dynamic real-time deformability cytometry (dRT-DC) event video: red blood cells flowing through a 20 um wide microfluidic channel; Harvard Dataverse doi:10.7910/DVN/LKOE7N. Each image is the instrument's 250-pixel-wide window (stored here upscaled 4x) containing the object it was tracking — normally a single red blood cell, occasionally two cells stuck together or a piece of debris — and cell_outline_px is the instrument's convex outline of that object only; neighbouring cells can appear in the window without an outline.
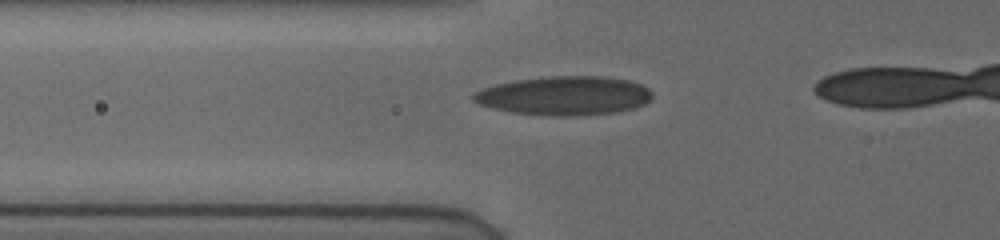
{"species": "human", "species_latin": "Homo sapiens", "temperature_condition": "cold", "stored_images_in_passage": 43, "camera_frame_rate_fps": 3000, "um_per_image_px": 0.085, "donor": {"sex": "female"}, "frame": {"image": 1, "passage_image": 16, "time_ms": 5.0, "image_size_px": [1000, 240], "cell_outline_px": [[652, 96], [644, 104], [636, 108], [616, 112], [576, 116], [544, 116], [512, 112], [492, 108], [480, 104], [472, 100], [472, 96], [480, 88], [496, 84], [516, 80], [548, 76], [604, 76], [628, 80], [640, 84], [648, 88], [652, 92]], "centroid_in_image_um": [47.96, 8.14], "position_along_channel_um": 77.8, "area_um2": 40.81}}
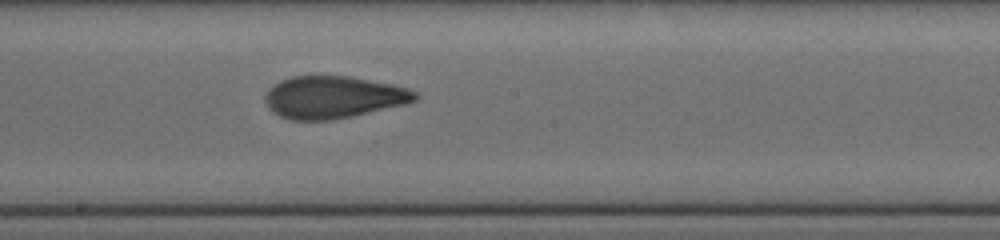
{"frame": {"image": 2, "passage_image": 27, "time_ms": 8.667, "image_size_px": [1000, 240], "cell_outline_px": [[420, 96], [416, 100], [404, 104], [352, 116], [328, 120], [292, 120], [280, 116], [272, 112], [268, 108], [264, 100], [264, 96], [280, 80], [292, 76], [348, 76], [392, 84], [408, 88], [416, 92]], "centroid_in_image_um": [28.33, 8.26], "position_along_channel_um": 219.9, "area_um2": 36.7}}
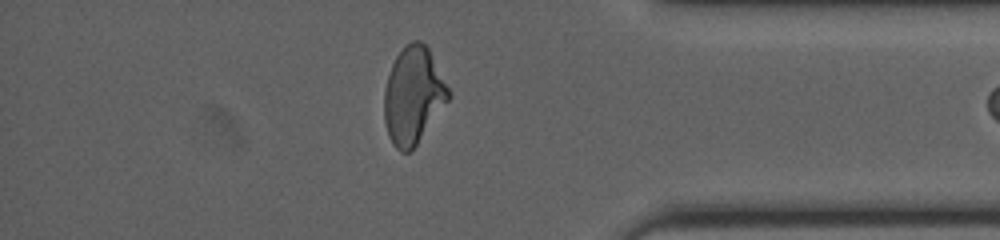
{"frame": {"image": 3, "passage_image": 42, "time_ms": 13.667, "image_size_px": [1000, 240], "cell_outline_px": [[452, 92], [448, 100], [416, 144], [408, 152], [400, 152], [392, 144], [388, 136], [384, 120], [384, 88], [392, 64], [396, 56], [412, 40], [420, 40], [428, 48]], "centroid_in_image_um": [35.11, 8.11], "position_along_channel_um": 400.1, "area_um2": 35.95}}